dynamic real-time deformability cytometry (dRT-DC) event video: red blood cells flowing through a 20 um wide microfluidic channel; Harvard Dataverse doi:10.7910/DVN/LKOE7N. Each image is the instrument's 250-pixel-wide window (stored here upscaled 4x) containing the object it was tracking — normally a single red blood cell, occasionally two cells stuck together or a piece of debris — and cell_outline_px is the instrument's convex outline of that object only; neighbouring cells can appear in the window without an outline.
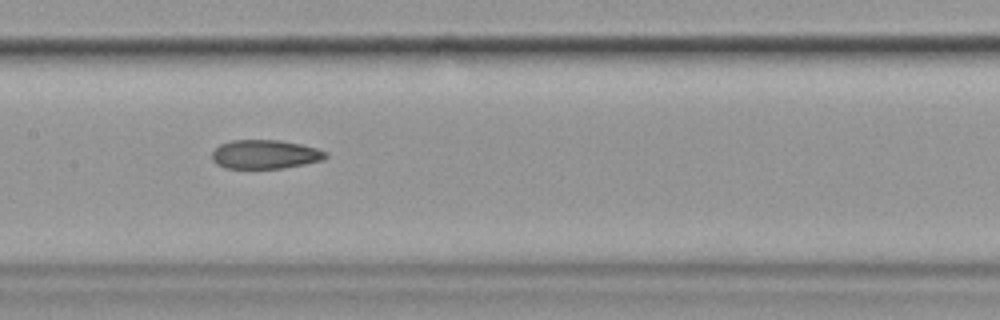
{"species": "common noctule bat (a hibernating species)", "species_latin": "Nyctalus noctula", "temperature_condition": "cold", "stored_images_in_passage": 12, "camera_frame_rate_fps": 3000, "um_per_image_px": 0.085, "animal": {"sex": "female", "body_mass_g": 19.9}, "frame": {"image": 1, "passage_image": 6, "time_ms": 6.667, "image_size_px": [1000, 320], "cell_outline_px": [[328, 156], [324, 160], [304, 164], [280, 168], [224, 168], [216, 164], [212, 160], [212, 152], [220, 144], [232, 140], [280, 140], [300, 144], [316, 148], [328, 152]], "centroid_in_image_um": [22.53, 13.12], "position_along_channel_um": 184.9, "area_um2": 19.19}}
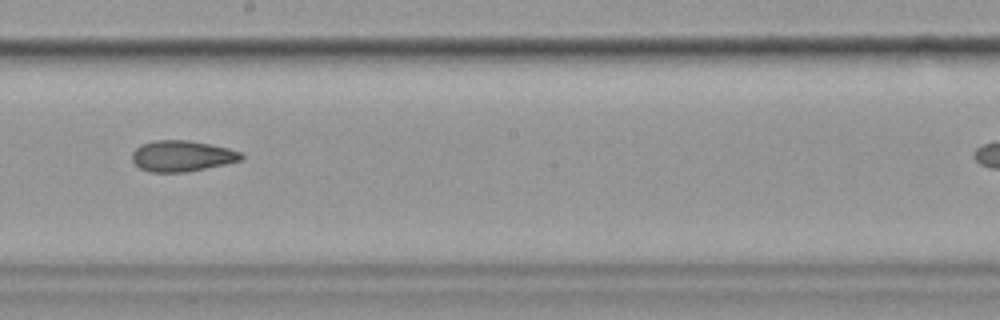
{"frame": {"image": 2, "passage_image": 7, "time_ms": 8.0, "image_size_px": [1000, 320], "cell_outline_px": [[244, 156], [240, 160], [224, 164], [184, 172], [152, 172], [140, 168], [132, 160], [132, 152], [140, 144], [152, 140], [188, 140], [228, 148], [240, 152]], "centroid_in_image_um": [15.42, 13.25], "position_along_channel_um": 232.8, "area_um2": 19.48}, "authors_computed_cell_mechanics": {"area_um2": 20.1433, "velocity_mm_per_s": 3.6213, "shape_relaxation_time_tau1_ms": null, "shape_relaxation_time_tau2_ms": 4.5005, "deformation_change_tau1": null, "deformation_change_tau2": 0.1096}}